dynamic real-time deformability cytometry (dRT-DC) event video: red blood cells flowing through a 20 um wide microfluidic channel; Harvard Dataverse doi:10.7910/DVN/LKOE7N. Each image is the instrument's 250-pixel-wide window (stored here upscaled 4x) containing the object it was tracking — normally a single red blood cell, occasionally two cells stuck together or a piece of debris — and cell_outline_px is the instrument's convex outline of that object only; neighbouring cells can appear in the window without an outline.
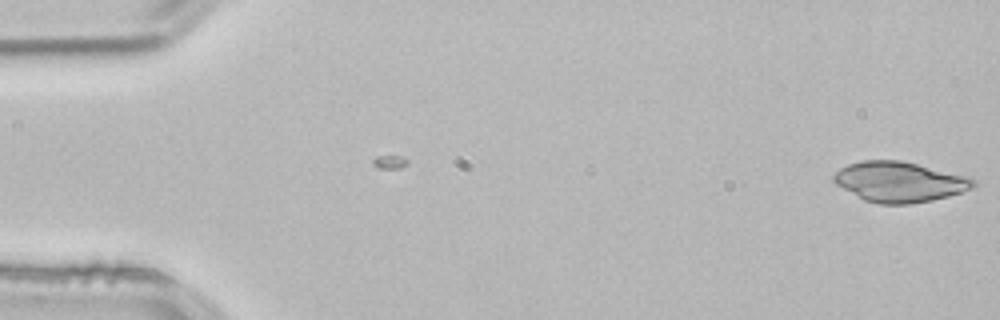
{"species": "common noctule bat (a hibernating species)", "species_latin": "Nyctalus noctula", "temperature_condition": "room temperature", "stored_images_in_passage": 7, "camera_frame_rate_fps": 3000, "um_per_image_px": 0.085, "animal": {"sex": "male", "body_mass_g": 21.5, "forearm_length_mm": 52.0}, "frame": {"image": 1, "passage_image": 7, "time_ms": 2.0, "image_size_px": [1000, 320], "cell_outline_px": [[976, 188], [948, 196], [932, 200], [908, 204], [880, 204], [864, 200], [836, 184], [832, 180], [832, 176], [840, 168], [848, 164], [860, 160], [900, 160], [972, 176], [976, 180]], "centroid_in_image_um": [76.51, 15.44], "position_along_channel_um": 8.5, "area_um2": 33.12}}